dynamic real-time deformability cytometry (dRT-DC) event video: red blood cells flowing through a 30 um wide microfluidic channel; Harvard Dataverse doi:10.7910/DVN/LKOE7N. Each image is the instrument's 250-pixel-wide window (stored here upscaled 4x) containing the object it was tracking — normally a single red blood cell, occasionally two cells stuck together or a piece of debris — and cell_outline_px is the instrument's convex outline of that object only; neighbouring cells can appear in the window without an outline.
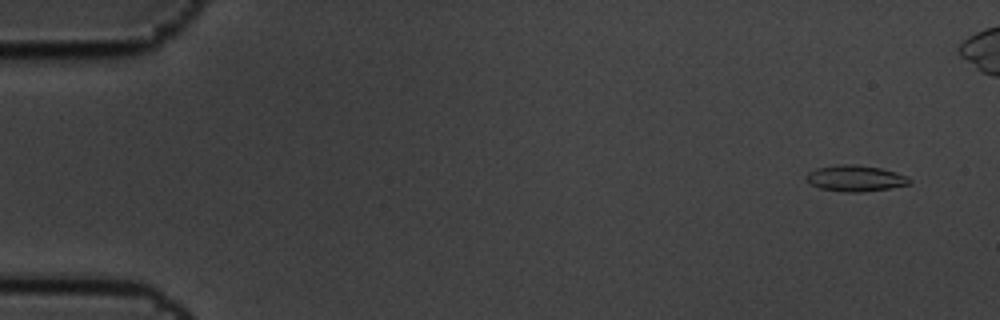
{"species": "common noctule bat (a hibernating species)", "species_latin": "Nyctalus noctula", "temperature_condition": "cold", "stored_images_in_passage": 6, "camera_frame_rate_fps": 3000, "um_per_image_px": 0.085, "animal": {"sex": "male", "body_mass_g": 19.5, "forearm_length_mm": 54.6}, "frame": {"image": 1, "passage_image": 1, "time_ms": 0.0, "image_size_px": [1000, 320], "cell_outline_px": [[912, 184], [888, 188], [860, 192], [844, 192], [820, 188], [804, 180], [804, 176], [808, 172], [816, 168], [840, 164], [856, 164], [880, 168], [896, 172], [908, 176], [912, 180]], "centroid_in_image_um": [72.7, 15.15], "position_along_channel_um": 12.3, "area_um2": 15.84}}